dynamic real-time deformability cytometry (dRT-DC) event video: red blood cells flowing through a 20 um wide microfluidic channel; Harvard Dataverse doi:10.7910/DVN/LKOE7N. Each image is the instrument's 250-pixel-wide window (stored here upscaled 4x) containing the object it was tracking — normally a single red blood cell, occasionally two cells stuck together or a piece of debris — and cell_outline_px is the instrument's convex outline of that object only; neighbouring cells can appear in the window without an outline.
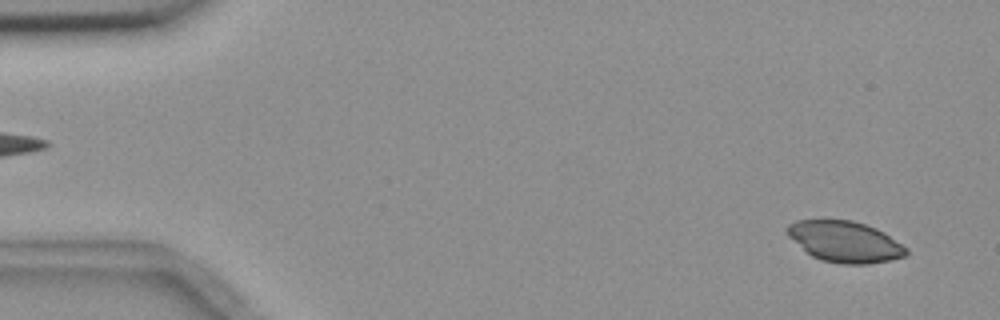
{"species": "common noctule bat (a hibernating species)", "species_latin": "Nyctalus noctula", "temperature_condition": "room temperature", "stored_images_in_passage": 6, "camera_frame_rate_fps": 3000, "um_per_image_px": 0.085, "animal": {"sex": "female", "body_mass_g": 18.4}, "frame": {"image": 1, "passage_image": 1, "time_ms": 0.0, "image_size_px": [1000, 320], "cell_outline_px": [[908, 252], [904, 256], [892, 260], [868, 264], [840, 264], [820, 260], [812, 256], [788, 236], [784, 232], [784, 228], [788, 224], [796, 220], [852, 220], [876, 228], [884, 232], [908, 248]], "centroid_in_image_um": [71.8, 20.54], "position_along_channel_um": 13.2, "area_um2": 28.61}}